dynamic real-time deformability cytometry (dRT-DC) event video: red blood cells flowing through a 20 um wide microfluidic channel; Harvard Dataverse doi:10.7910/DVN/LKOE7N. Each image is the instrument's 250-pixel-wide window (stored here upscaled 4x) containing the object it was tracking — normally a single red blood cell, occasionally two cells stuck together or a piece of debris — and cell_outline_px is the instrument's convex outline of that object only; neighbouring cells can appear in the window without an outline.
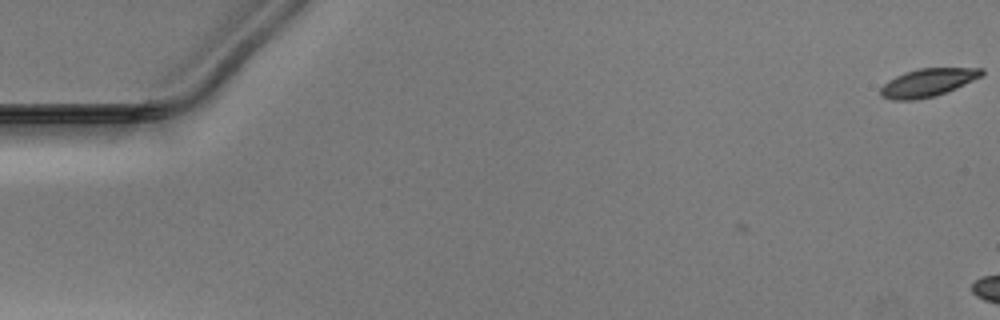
{"species": "Egyptian fruit bat (a non-hibernating species)", "species_latin": "Rousettus aegyptiacus", "temperature_condition": "warm", "stored_images_in_passage": 3, "camera_frame_rate_fps": 3000, "um_per_image_px": 0.085, "animal": {"sex": "male"}, "frame": {"image": 1, "passage_image": 3, "time_ms": 0.667, "image_size_px": [1000, 320], "cell_outline_px": [[984, 72], [980, 76], [956, 88], [936, 96], [916, 100], [892, 100], [880, 96], [880, 88], [888, 80], [904, 72], [920, 68], [984, 68]], "centroid_in_image_um": [78.81, 7.03], "position_along_channel_um": 6.2, "area_um2": 16.47}}